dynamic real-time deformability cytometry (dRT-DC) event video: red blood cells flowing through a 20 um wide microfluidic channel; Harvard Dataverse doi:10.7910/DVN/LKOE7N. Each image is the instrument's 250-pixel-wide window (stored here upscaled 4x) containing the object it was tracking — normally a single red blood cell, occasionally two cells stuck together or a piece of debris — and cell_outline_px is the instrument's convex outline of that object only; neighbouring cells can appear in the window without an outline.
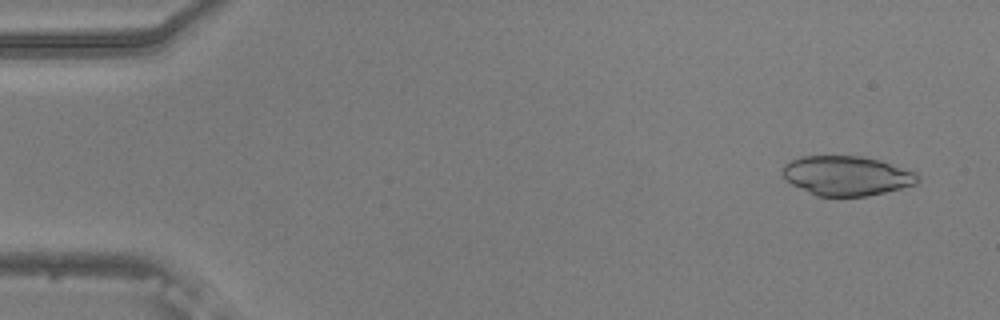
{"species": "common noctule bat (a hibernating species)", "species_latin": "Nyctalus noctula", "temperature_condition": "warm", "stored_images_in_passage": 33, "camera_frame_rate_fps": 3000, "um_per_image_px": 0.085, "animal": {"sex": "male", "body_mass_g": 20.5, "forearm_length_mm": 52.5}, "frame": {"image": 1, "passage_image": 3, "time_ms": 0.667, "image_size_px": [1000, 320], "cell_outline_px": [[920, 176], [916, 184], [868, 196], [816, 196], [792, 184], [784, 176], [784, 164], [800, 156], [860, 156], [880, 160], [916, 172]], "centroid_in_image_um": [71.99, 14.93], "position_along_channel_um": 13.0, "area_um2": 30.92}}